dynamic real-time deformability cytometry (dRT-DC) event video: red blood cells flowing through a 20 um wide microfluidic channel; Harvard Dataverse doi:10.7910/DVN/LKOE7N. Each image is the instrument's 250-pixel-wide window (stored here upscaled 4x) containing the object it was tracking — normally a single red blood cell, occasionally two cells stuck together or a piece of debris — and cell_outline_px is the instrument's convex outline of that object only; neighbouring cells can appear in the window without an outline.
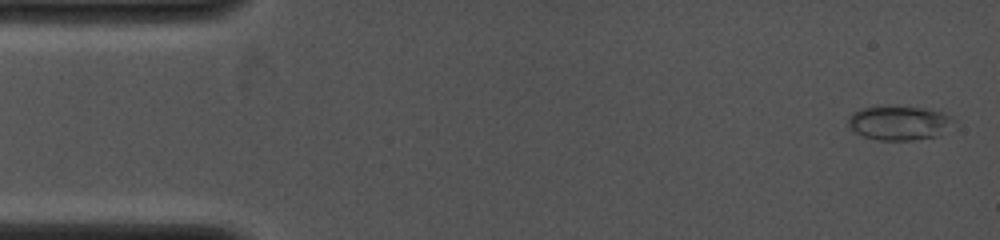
{"species": "common noctule bat (a hibernating species)", "species_latin": "Nyctalus noctula", "temperature_condition": "cold", "stored_images_in_passage": 32, "camera_frame_rate_fps": 4000, "um_per_image_px": 0.085, "animal": {"sex": "female", "body_mass_g": 19.0, "forearm_length_mm": 53.3}, "frame": {"image": 1, "passage_image": 1, "time_ms": 0.0, "image_size_px": [1000, 240], "cell_outline_px": [[952, 120], [936, 136], [912, 140], [880, 140], [864, 136], [856, 132], [848, 124], [848, 116], [852, 112], [876, 104], [924, 108], [940, 112], [952, 116]], "centroid_in_image_um": [76.32, 10.41], "position_along_channel_um": 8.7, "area_um2": 20.81}}
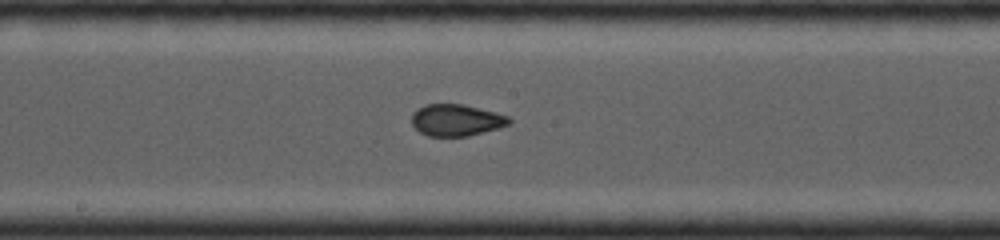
{"frame": {"image": 2, "passage_image": 14, "time_ms": 7.25, "image_size_px": [1000, 240], "cell_outline_px": [[512, 120], [508, 124], [496, 128], [468, 136], [428, 136], [420, 132], [412, 124], [412, 112], [416, 108], [424, 104], [464, 104], [496, 112], [508, 116]], "centroid_in_image_um": [38.75, 10.19], "position_along_channel_um": 209.5, "area_um2": 17.98}}
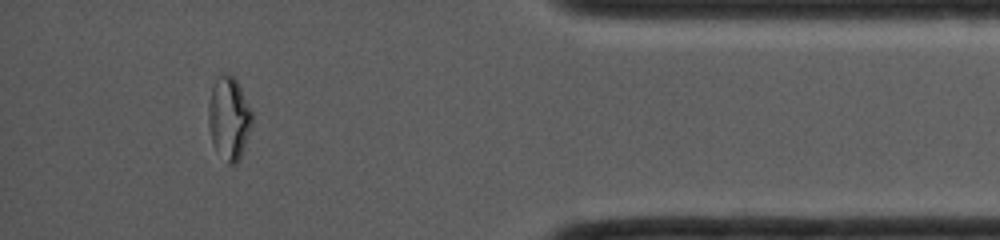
{"frame": {"image": 3, "passage_image": 28, "time_ms": 12.5, "image_size_px": [1000, 240], "cell_outline_px": [[252, 124], [240, 160], [236, 164], [228, 164], [212, 144], [208, 124], [208, 104], [212, 88], [216, 80], [224, 72], [232, 76], [236, 80], [252, 112]], "centroid_in_image_um": [19.45, 10.08], "position_along_channel_um": 415.7, "area_um2": 20.92}}